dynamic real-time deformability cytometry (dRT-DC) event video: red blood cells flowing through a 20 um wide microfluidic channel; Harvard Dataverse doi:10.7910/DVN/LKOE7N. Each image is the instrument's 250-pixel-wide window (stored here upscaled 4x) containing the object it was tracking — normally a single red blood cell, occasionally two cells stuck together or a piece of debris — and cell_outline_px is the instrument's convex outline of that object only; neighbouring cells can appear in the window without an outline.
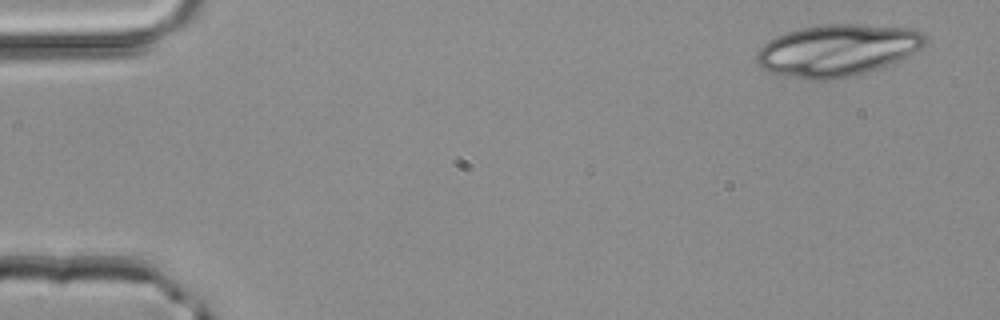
{"species": "common noctule bat (a hibernating species)", "species_latin": "Nyctalus noctula", "temperature_condition": "room temperature", "stored_images_in_passage": 3, "camera_frame_rate_fps": 3000, "um_per_image_px": 0.085, "animal": {"sex": "male", "body_mass_g": 20.4}, "frame": {"image": 1, "passage_image": 1, "time_ms": 0.0, "image_size_px": [1000, 320], "cell_outline_px": [[928, 40], [920, 48], [888, 64], [856, 76], [832, 80], [812, 80], [784, 76], [772, 72], [764, 68], [756, 60], [756, 56], [760, 48], [768, 40], [776, 36], [800, 28], [824, 24], [856, 24], [916, 28], [924, 32], [928, 36]], "centroid_in_image_um": [71.19, 4.26], "position_along_channel_um": 13.8, "area_um2": 50.86}}